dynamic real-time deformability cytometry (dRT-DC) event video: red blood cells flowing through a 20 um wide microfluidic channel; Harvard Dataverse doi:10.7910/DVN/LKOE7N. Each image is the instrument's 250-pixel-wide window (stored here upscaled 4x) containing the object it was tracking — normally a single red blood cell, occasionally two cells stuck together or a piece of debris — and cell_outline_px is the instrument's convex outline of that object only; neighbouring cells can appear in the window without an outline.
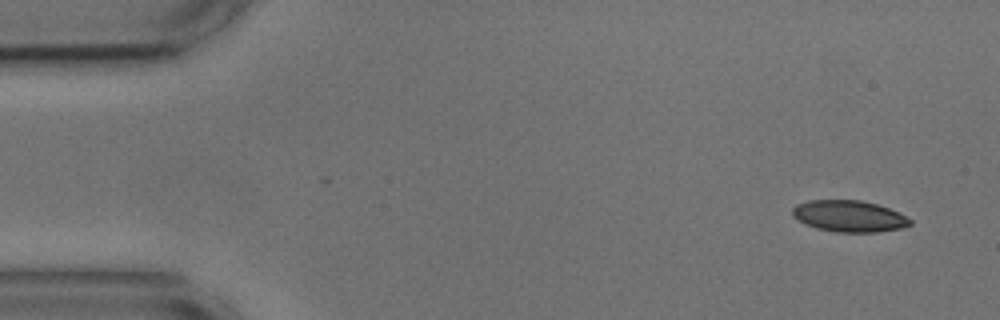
{"species": "common noctule bat (a hibernating species)", "species_latin": "Nyctalus noctula", "temperature_condition": "cold", "stored_images_in_passage": 4, "camera_frame_rate_fps": 3000, "um_per_image_px": 0.085, "animal": {"sex": "male", "body_mass_g": 17.9, "forearm_length_mm": 54.2}, "frame": {"image": 1, "passage_image": 1, "time_ms": 0.0, "image_size_px": [1000, 320], "cell_outline_px": [[912, 224], [900, 228], [876, 232], [836, 232], [816, 228], [804, 224], [792, 216], [792, 208], [796, 204], [808, 200], [860, 200], [876, 204], [900, 212], [912, 220]], "centroid_in_image_um": [72.15, 18.37], "position_along_channel_um": 12.8, "area_um2": 21.68}}
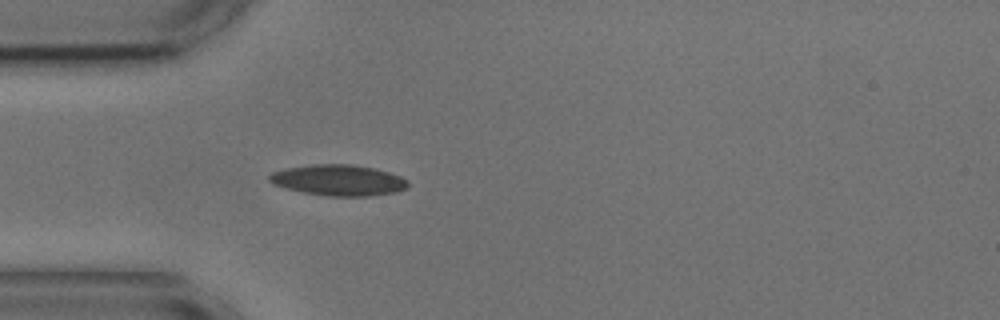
{"frame": {"image": 2, "passage_image": 4, "time_ms": 4.0, "image_size_px": [1000, 320], "cell_outline_px": [[408, 188], [396, 192], [368, 196], [328, 196], [304, 192], [272, 184], [268, 180], [268, 176], [272, 172], [284, 168], [312, 164], [352, 164], [376, 168], [400, 176], [408, 180]], "centroid_in_image_um": [28.78, 15.3], "position_along_channel_um": 56.2, "area_um2": 25.09}}